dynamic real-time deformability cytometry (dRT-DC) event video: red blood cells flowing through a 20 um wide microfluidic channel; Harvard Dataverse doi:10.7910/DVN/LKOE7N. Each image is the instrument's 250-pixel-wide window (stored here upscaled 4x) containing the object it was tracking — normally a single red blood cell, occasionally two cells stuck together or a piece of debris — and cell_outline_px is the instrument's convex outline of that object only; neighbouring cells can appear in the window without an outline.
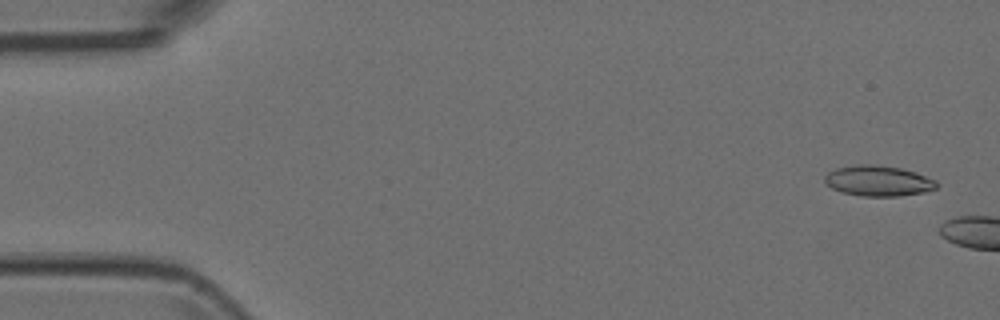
{"species": "Egyptian fruit bat (a non-hibernating species)", "species_latin": "Rousettus aegyptiacus", "temperature_condition": "room temperature", "stored_images_in_passage": 2, "camera_frame_rate_fps": 3000, "um_per_image_px": 0.085, "animal": {"sex": "female"}, "frame": {"image": 1, "passage_image": 1, "time_ms": 0.0, "image_size_px": [1000, 320], "cell_outline_px": [[936, 188], [924, 192], [900, 196], [860, 196], [840, 192], [832, 188], [824, 180], [824, 176], [828, 172], [836, 168], [860, 164], [872, 164], [900, 168], [916, 172], [936, 180]], "centroid_in_image_um": [74.64, 15.37], "position_along_channel_um": 10.4, "area_um2": 19.88}}